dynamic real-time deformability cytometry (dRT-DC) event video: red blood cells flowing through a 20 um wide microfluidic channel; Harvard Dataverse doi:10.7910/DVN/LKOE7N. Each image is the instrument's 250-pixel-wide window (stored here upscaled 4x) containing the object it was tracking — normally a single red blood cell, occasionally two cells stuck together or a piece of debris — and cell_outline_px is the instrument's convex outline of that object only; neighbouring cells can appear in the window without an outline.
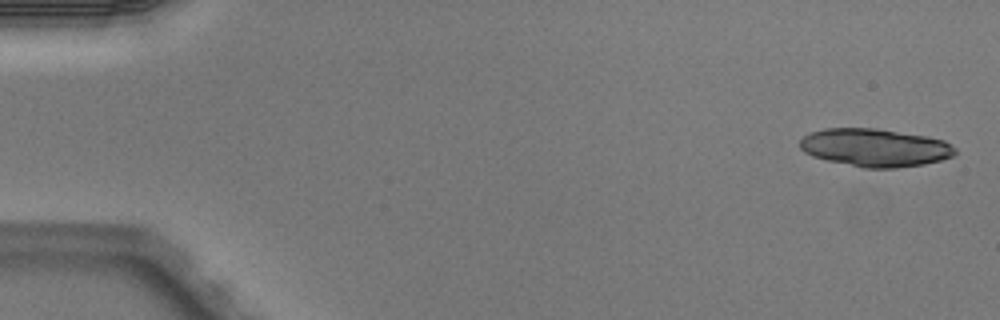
{"species": "Egyptian fruit bat (a non-hibernating species)", "species_latin": "Rousettus aegyptiacus", "temperature_condition": "warm", "stored_images_in_passage": 5, "camera_frame_rate_fps": 3000, "um_per_image_px": 0.085, "animal": {"sex": "male"}, "frame": {"image": 1, "passage_image": 1, "time_ms": 0.0, "image_size_px": [1000, 320], "cell_outline_px": [[956, 152], [952, 156], [940, 160], [924, 164], [896, 168], [864, 168], [828, 160], [812, 156], [804, 152], [800, 148], [800, 140], [804, 136], [812, 132], [824, 128], [876, 128], [928, 136], [944, 140], [956, 148]], "centroid_in_image_um": [74.38, 12.54], "position_along_channel_um": 10.6, "area_um2": 34.33}}